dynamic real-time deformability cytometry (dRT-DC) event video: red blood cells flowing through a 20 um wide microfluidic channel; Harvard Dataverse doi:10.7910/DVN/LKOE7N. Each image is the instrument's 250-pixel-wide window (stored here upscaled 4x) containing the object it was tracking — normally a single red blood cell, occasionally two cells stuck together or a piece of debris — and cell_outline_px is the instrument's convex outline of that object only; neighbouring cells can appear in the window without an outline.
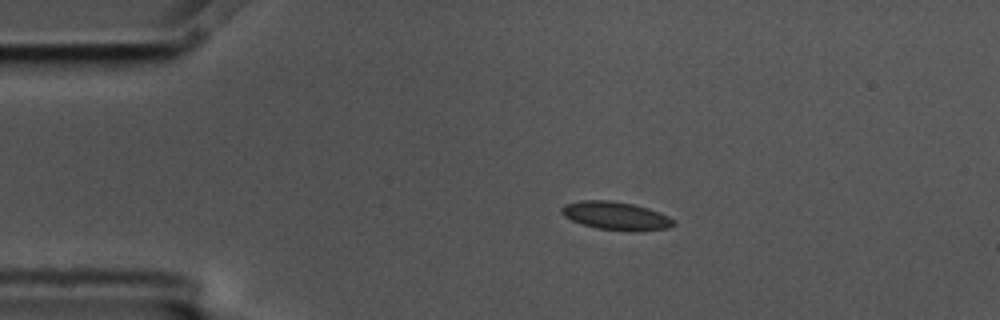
{"species": "common noctule bat (a hibernating species)", "species_latin": "Nyctalus noctula", "temperature_condition": "cold", "stored_images_in_passage": 14, "camera_frame_rate_fps": 3000, "um_per_image_px": 0.085, "animal": {"sex": "male", "body_mass_g": 17.5, "forearm_length_mm": 52.3}, "frame": {"image": 1, "passage_image": 3, "time_ms": 0.667, "image_size_px": [1000, 320], "cell_outline_px": [[676, 224], [668, 228], [640, 232], [628, 232], [596, 228], [572, 220], [564, 216], [560, 212], [560, 208], [564, 204], [580, 200], [612, 200], [632, 204], [648, 208], [660, 212], [676, 220]], "centroid_in_image_um": [52.38, 18.35], "position_along_channel_um": 32.6, "area_um2": 18.79}}
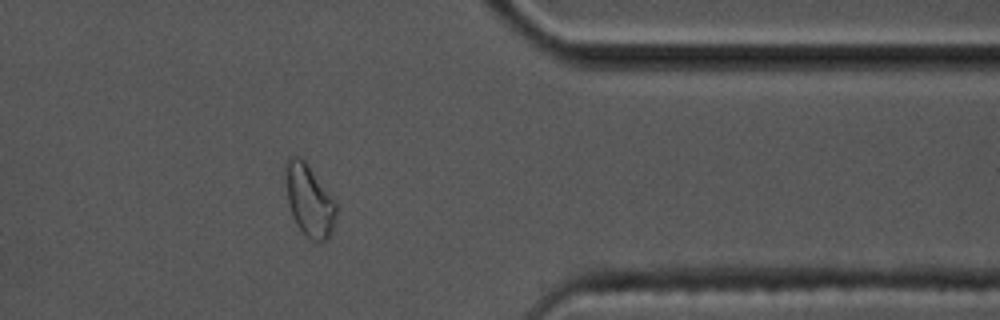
{"frame": {"image": 2, "passage_image": 12, "time_ms": 3.667, "image_size_px": [1000, 320], "cell_outline_px": [[336, 216], [332, 232], [328, 240], [320, 244], [312, 240], [296, 224], [292, 216], [288, 204], [284, 168], [288, 156], [300, 156], [304, 160], [336, 204]], "centroid_in_image_um": [26.26, 17.06], "position_along_channel_um": 385.1, "area_um2": 21.04}}
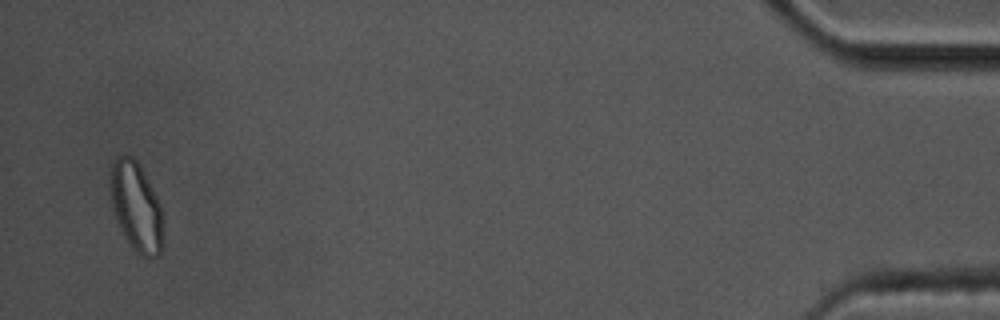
{"frame": {"image": 3, "passage_image": 14, "time_ms": 4.333, "image_size_px": [1000, 320], "cell_outline_px": [[164, 244], [160, 252], [156, 256], [148, 260], [140, 256], [132, 248], [124, 236], [116, 220], [112, 200], [112, 164], [116, 156], [132, 156], [140, 164], [160, 204]], "centroid_in_image_um": [11.62, 17.64], "position_along_channel_um": 423.6, "area_um2": 27.17}}